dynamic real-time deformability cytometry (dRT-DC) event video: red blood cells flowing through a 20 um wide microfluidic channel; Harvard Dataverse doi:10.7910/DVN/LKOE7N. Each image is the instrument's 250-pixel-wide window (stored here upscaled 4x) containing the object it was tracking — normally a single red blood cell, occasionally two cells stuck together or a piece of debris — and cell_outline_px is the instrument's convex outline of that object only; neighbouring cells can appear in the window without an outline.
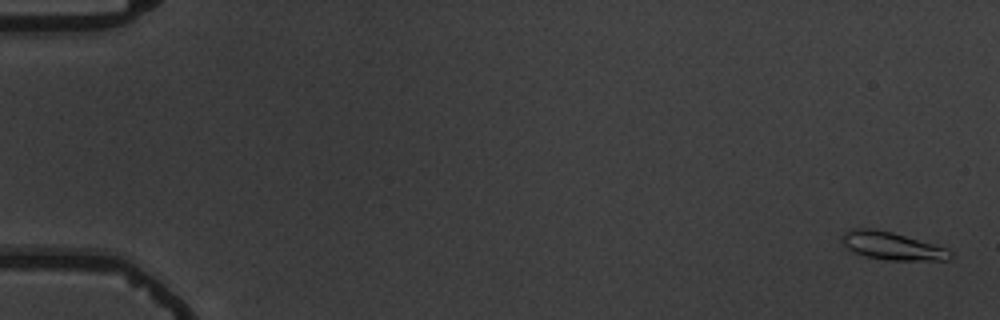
{"species": "common noctule bat (a hibernating species)", "species_latin": "Nyctalus noctula", "temperature_condition": "warm", "stored_images_in_passage": 5, "camera_frame_rate_fps": 3000, "um_per_image_px": 0.085, "animal": {"sex": "male", "body_mass_g": 19.5, "forearm_length_mm": 54.6}, "frame": {"image": 1, "passage_image": 1, "time_ms": 0.0, "image_size_px": [1000, 320], "cell_outline_px": [[956, 256], [948, 260], [884, 260], [864, 256], [852, 252], [840, 240], [840, 236], [844, 232], [852, 228], [876, 228], [892, 232], [948, 248]], "centroid_in_image_um": [75.82, 20.9], "position_along_channel_um": 9.2, "area_um2": 17.92}}